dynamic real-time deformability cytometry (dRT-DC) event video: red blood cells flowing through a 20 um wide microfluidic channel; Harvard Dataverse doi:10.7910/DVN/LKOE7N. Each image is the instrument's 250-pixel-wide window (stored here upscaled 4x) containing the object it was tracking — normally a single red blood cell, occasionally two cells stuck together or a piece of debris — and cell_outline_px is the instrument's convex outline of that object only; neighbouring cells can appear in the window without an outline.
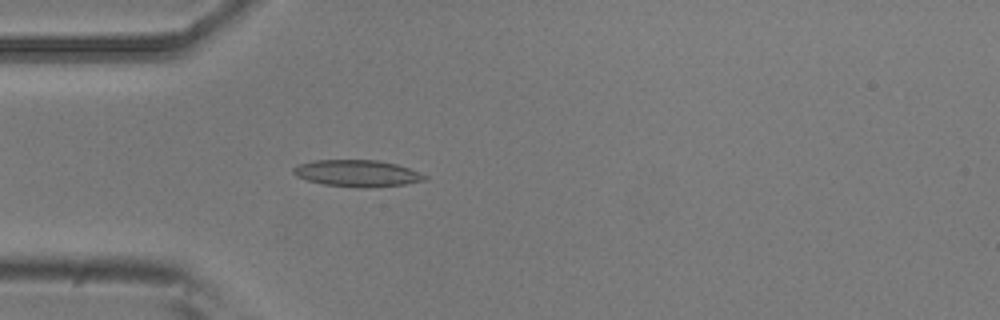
{"species": "common noctule bat (a hibernating species)", "species_latin": "Nyctalus noctula", "temperature_condition": "room temperature", "stored_images_in_passage": 4, "camera_frame_rate_fps": 3000, "um_per_image_px": 0.085, "animal": {"sex": "male", "body_mass_g": 20.5, "forearm_length_mm": 52.5}, "frame": {"image": 1, "passage_image": 4, "time_ms": 1.0, "image_size_px": [1000, 320], "cell_outline_px": [[428, 180], [404, 184], [360, 188], [324, 184], [308, 180], [296, 176], [292, 172], [292, 168], [300, 164], [312, 160], [380, 160], [396, 164], [408, 168], [428, 176]], "centroid_in_image_um": [30.36, 14.72], "position_along_channel_um": 54.6, "area_um2": 20.35}}